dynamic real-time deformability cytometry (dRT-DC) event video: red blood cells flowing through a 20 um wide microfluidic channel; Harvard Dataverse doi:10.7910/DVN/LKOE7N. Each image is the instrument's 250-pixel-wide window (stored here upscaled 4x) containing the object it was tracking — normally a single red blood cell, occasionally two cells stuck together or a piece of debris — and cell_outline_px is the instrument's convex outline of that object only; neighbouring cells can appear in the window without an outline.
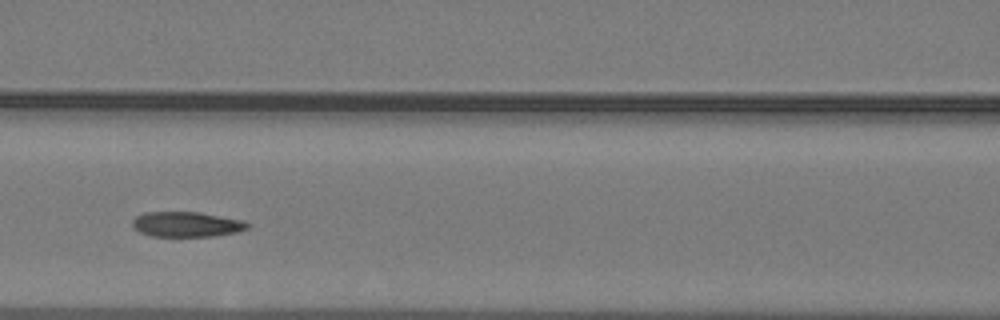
{"species": "common noctule bat (a hibernating species)", "species_latin": "Nyctalus noctula", "temperature_condition": "warm", "stored_images_in_passage": 36, "camera_frame_rate_fps": 3000, "um_per_image_px": 0.085, "animal": {"sex": "male", "body_mass_g": 19.2, "forearm_length_mm": 51.8}, "frame": {"image": 1, "passage_image": 11, "time_ms": 3.333, "image_size_px": [1000, 320], "cell_outline_px": [[252, 224], [248, 228], [236, 232], [216, 236], [152, 236], [140, 232], [132, 224], [132, 220], [136, 216], [144, 212], [200, 212], [244, 220]], "centroid_in_image_um": [15.9, 19.06], "position_along_channel_um": 150.7, "area_um2": 16.94}}
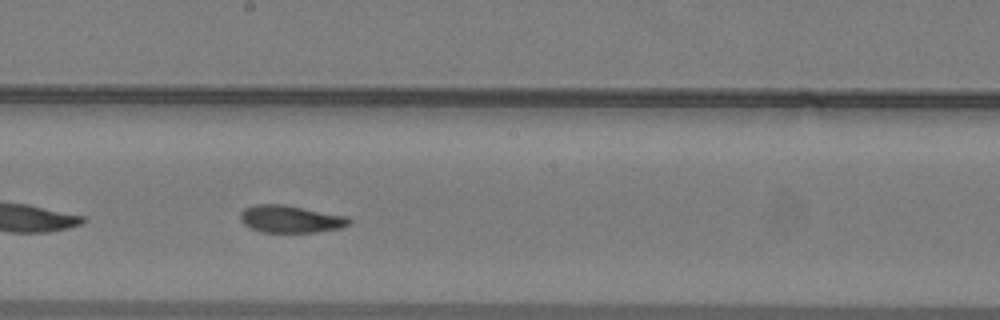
{"frame": {"image": 2, "passage_image": 16, "time_ms": 5.0, "image_size_px": [1000, 320], "cell_outline_px": [[352, 220], [348, 224], [340, 228], [316, 232], [260, 232], [244, 224], [240, 220], [240, 212], [244, 208], [256, 204], [284, 204], [348, 216]], "centroid_in_image_um": [24.69, 18.61], "position_along_channel_um": 223.5, "area_um2": 17.4}}